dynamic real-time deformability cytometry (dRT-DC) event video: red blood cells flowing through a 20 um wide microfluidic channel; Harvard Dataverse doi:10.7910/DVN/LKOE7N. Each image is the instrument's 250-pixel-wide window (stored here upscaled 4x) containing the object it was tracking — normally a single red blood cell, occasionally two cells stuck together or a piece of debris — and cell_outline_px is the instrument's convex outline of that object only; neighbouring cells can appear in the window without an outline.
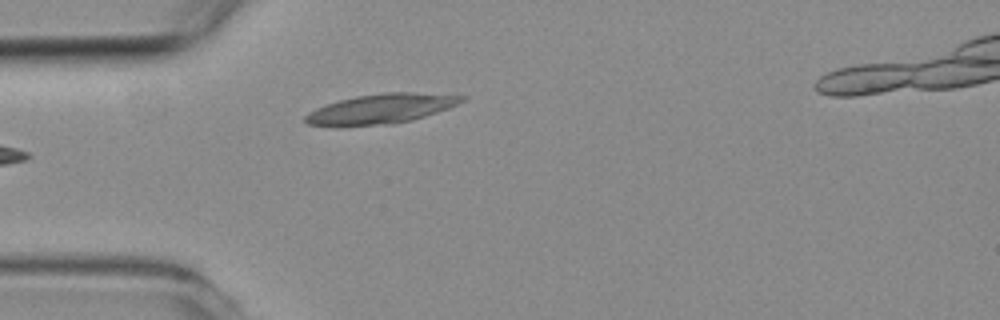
{"species": "common noctule bat (a hibernating species)", "species_latin": "Nyctalus noctula", "temperature_condition": "room temperature", "stored_images_in_passage": 5, "camera_frame_rate_fps": 3000, "um_per_image_px": 0.085, "animal": {"sex": "female", "body_mass_g": 19.3, "forearm_length_mm": 54.1}, "frame": {"image": 1, "passage_image": 5, "time_ms": 4.667, "image_size_px": [1000, 320], "cell_outline_px": [[468, 96], [464, 100], [448, 108], [412, 120], [388, 124], [308, 124], [304, 120], [304, 116], [308, 112], [324, 104], [356, 96], [384, 92], [412, 92]], "centroid_in_image_um": [32.42, 9.21], "position_along_channel_um": 52.6, "area_um2": 26.3}}